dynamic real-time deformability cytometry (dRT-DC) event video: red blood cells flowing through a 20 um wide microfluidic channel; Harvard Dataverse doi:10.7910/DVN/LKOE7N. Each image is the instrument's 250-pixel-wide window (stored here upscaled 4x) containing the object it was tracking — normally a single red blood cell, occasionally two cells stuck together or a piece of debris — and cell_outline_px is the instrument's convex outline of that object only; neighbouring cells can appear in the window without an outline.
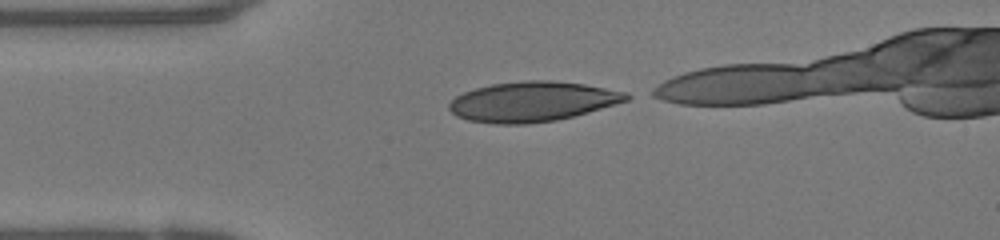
{"species": "human", "species_latin": "Homo sapiens", "temperature_condition": "warm", "stored_images_in_passage": 30, "camera_frame_rate_fps": 3000, "um_per_image_px": 0.085, "donor": {"sex": "female"}, "frame": {"image": 1, "passage_image": 1, "time_ms": 0.0, "image_size_px": [1000, 240], "cell_outline_px": [[636, 96], [628, 100], [588, 112], [556, 120], [528, 124], [496, 124], [468, 120], [456, 116], [448, 108], [448, 104], [456, 96], [464, 92], [476, 88], [492, 84], [524, 80], [552, 80], [584, 84], [628, 92]], "centroid_in_image_um": [45.27, 8.63], "position_along_channel_um": 39.7, "area_um2": 41.38}}
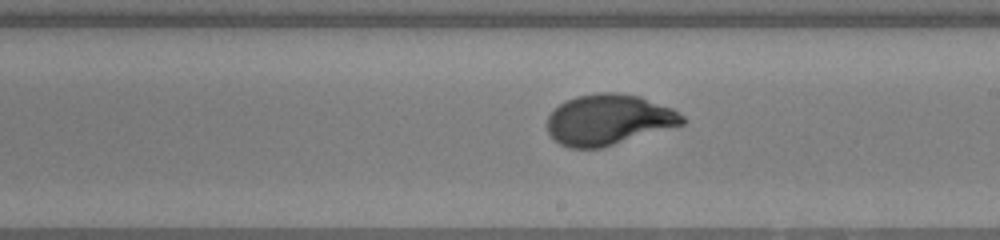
{"frame": {"image": 2, "passage_image": 17, "time_ms": 5.333, "image_size_px": [1000, 240], "cell_outline_px": [[684, 124], [600, 148], [568, 148], [560, 144], [548, 132], [548, 116], [564, 100], [576, 96], [600, 92], [616, 92], [640, 96], [672, 108], [684, 116]], "centroid_in_image_um": [51.73, 10.16], "position_along_channel_um": 237.3, "area_um2": 39.65}}
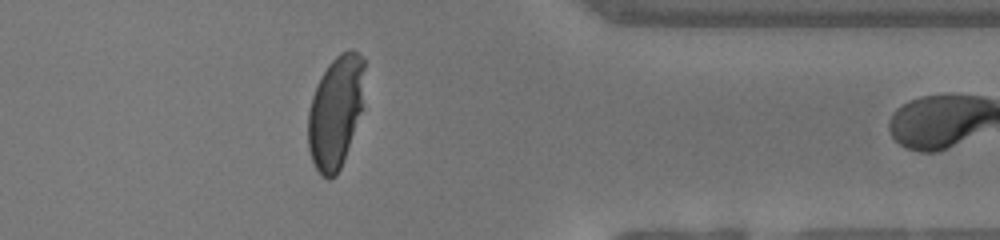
{"frame": {"image": 3, "passage_image": 29, "time_ms": 9.333, "image_size_px": [1000, 240], "cell_outline_px": [[364, 108], [340, 168], [336, 176], [328, 180], [320, 176], [312, 160], [308, 148], [308, 112], [312, 96], [316, 84], [328, 64], [340, 52], [348, 48], [352, 48], [364, 60]], "centroid_in_image_um": [28.54, 9.5], "position_along_channel_um": 382.9, "area_um2": 37.63}}